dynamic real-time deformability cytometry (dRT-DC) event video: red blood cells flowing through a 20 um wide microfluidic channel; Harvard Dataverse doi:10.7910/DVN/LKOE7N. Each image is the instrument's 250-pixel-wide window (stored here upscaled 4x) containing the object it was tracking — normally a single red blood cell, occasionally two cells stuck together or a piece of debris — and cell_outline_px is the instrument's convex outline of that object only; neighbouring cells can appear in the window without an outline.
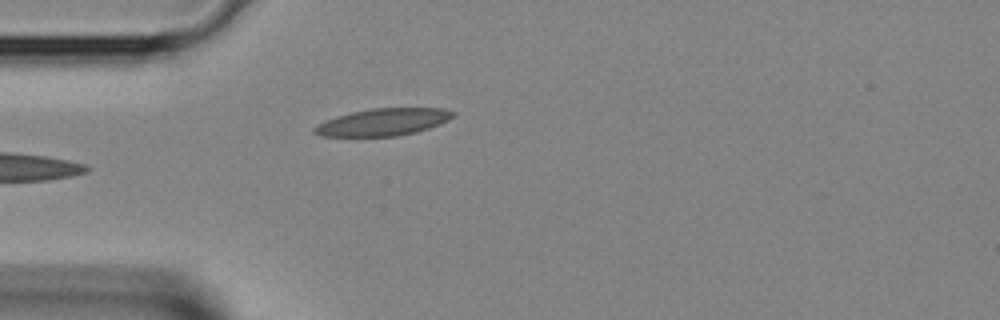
{"species": "Egyptian fruit bat (a non-hibernating species)", "species_latin": "Rousettus aegyptiacus", "temperature_condition": "room temperature", "stored_images_in_passage": 1, "camera_frame_rate_fps": 3000, "um_per_image_px": 0.085, "animal": {"sex": "female"}, "frame": {"image": 1, "passage_image": 1, "time_ms": 0.0, "image_size_px": [1000, 320], "cell_outline_px": [[456, 112], [448, 120], [440, 124], [416, 132], [396, 136], [320, 136], [312, 132], [312, 128], [336, 116], [352, 112], [372, 108], [444, 108]], "centroid_in_image_um": [32.57, 10.37], "position_along_channel_um": 52.4, "area_um2": 21.79}}